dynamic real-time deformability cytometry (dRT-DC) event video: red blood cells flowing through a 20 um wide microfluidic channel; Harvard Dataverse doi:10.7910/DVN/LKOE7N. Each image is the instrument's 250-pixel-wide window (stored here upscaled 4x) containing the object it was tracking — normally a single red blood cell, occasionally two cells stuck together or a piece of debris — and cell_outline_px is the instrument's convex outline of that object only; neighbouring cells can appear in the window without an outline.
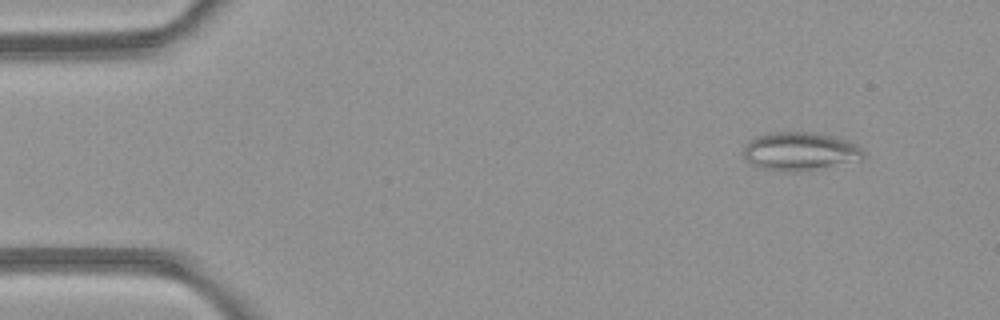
{"species": "common noctule bat (a hibernating species)", "species_latin": "Nyctalus noctula", "temperature_condition": "room temperature", "stored_images_in_passage": 6, "camera_frame_rate_fps": 3000, "um_per_image_px": 0.085, "animal": {"sex": "female", "body_mass_g": 21.9}, "frame": {"image": 1, "passage_image": 2, "time_ms": 1.0, "image_size_px": [1000, 320], "cell_outline_px": [[864, 156], [860, 160], [796, 172], [784, 172], [760, 168], [752, 164], [744, 156], [744, 144], [748, 140], [756, 136], [776, 132], [816, 132], [852, 140], [864, 152]], "centroid_in_image_um": [68.0, 12.85], "position_along_channel_um": 17.0, "area_um2": 26.93}}